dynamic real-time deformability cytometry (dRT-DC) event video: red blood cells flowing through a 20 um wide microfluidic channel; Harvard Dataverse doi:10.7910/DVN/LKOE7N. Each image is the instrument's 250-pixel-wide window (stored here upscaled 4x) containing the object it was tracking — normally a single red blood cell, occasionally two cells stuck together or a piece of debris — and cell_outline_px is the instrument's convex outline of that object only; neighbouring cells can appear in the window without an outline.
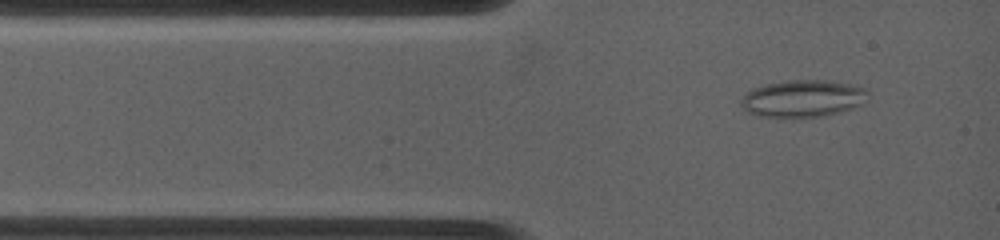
{"species": "common noctule bat (a hibernating species)", "species_latin": "Nyctalus noctula", "temperature_condition": "warm", "stored_images_in_passage": 24, "camera_frame_rate_fps": 4500, "um_per_image_px": 0.085, "animal": {"sex": "female", "body_mass_g": 19.0, "forearm_length_mm": 53.3}, "frame": {"image": 1, "passage_image": 4, "time_ms": 0.667, "image_size_px": [1000, 240], "cell_outline_px": [[868, 92], [860, 104], [852, 108], [840, 112], [820, 116], [756, 116], [748, 112], [740, 104], [740, 100], [752, 88], [768, 84], [788, 80], [828, 80], [868, 88]], "centroid_in_image_um": [68.22, 8.36], "position_along_channel_um": 16.8, "area_um2": 26.93}}
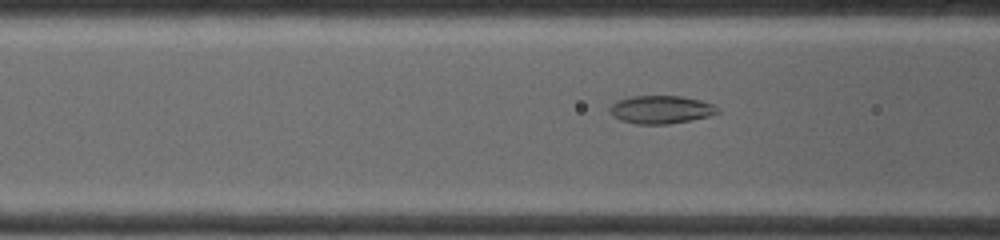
{"frame": {"image": 2, "passage_image": 16, "time_ms": 3.556, "image_size_px": [1000, 240], "cell_outline_px": [[720, 112], [708, 116], [692, 120], [668, 124], [636, 124], [620, 120], [612, 116], [608, 112], [608, 108], [612, 104], [620, 100], [632, 96], [680, 96], [700, 100], [712, 104], [720, 108]], "centroid_in_image_um": [56.17, 9.32], "position_along_channel_um": 110.4, "area_um2": 17.69}}
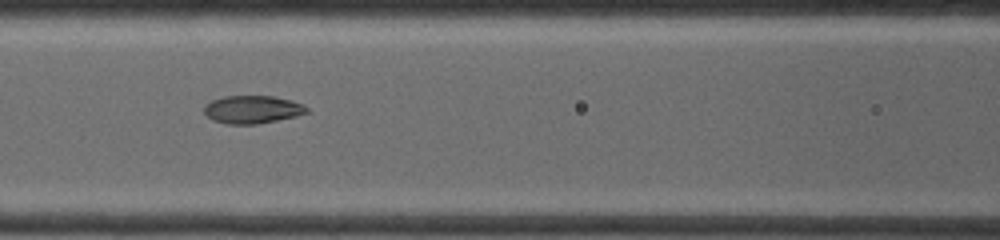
{"frame": {"image": 3, "passage_image": 19, "time_ms": 4.444, "image_size_px": [1000, 240], "cell_outline_px": [[308, 112], [296, 116], [256, 124], [228, 124], [212, 120], [204, 112], [204, 104], [212, 100], [224, 96], [276, 96], [292, 100], [304, 104], [308, 108]], "centroid_in_image_um": [21.46, 9.29], "position_along_channel_um": 145.1, "area_um2": 16.76}}